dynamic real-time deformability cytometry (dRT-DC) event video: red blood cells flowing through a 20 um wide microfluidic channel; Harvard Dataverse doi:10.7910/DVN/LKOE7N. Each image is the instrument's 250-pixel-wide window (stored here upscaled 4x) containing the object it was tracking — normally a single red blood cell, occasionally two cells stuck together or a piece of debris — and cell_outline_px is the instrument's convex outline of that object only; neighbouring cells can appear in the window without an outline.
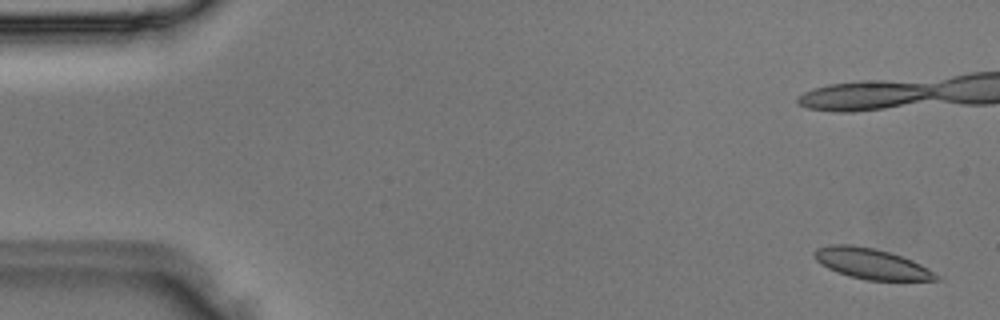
{"species": "Egyptian fruit bat (a non-hibernating species)", "species_latin": "Rousettus aegyptiacus", "temperature_condition": "room temperature", "stored_images_in_passage": 3, "camera_frame_rate_fps": 3000, "um_per_image_px": 0.085, "animal": {"sex": "male"}, "frame": {"image": 1, "passage_image": 3, "time_ms": 0.667, "image_size_px": [1000, 320], "cell_outline_px": [[940, 280], [868, 280], [848, 276], [836, 272], [820, 264], [816, 260], [812, 252], [816, 248], [832, 244], [852, 244], [876, 248], [912, 260], [928, 268], [940, 276]], "centroid_in_image_um": [74.03, 22.4], "position_along_channel_um": 11.0, "area_um2": 21.79}}